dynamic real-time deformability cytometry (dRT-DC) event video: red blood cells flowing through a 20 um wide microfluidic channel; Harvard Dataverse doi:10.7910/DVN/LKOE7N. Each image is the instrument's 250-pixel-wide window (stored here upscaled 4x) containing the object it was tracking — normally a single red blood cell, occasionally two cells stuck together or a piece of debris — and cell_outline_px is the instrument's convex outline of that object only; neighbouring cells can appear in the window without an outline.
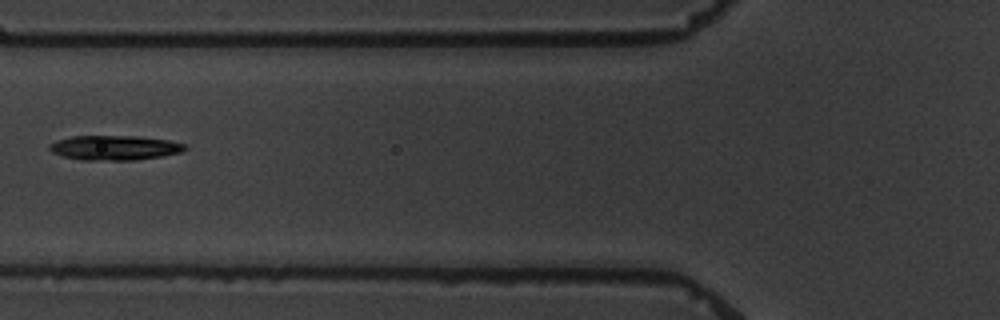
{"species": "common noctule bat (a hibernating species)", "species_latin": "Nyctalus noctula", "temperature_condition": "warm", "stored_images_in_passage": 6, "camera_frame_rate_fps": 3000, "um_per_image_px": 0.085, "animal": {"sex": "male", "body_mass_g": 19.5, "forearm_length_mm": 54.6}, "frame": {"image": 1, "passage_image": 6, "time_ms": 6.0, "image_size_px": [1000, 320], "cell_outline_px": [[188, 148], [180, 152], [164, 156], [136, 160], [80, 160], [64, 156], [52, 152], [48, 148], [48, 144], [56, 140], [72, 136], [140, 136], [168, 140], [188, 144]], "centroid_in_image_um": [9.76, 12.55], "position_along_channel_um": 116.0, "area_um2": 19.71}}